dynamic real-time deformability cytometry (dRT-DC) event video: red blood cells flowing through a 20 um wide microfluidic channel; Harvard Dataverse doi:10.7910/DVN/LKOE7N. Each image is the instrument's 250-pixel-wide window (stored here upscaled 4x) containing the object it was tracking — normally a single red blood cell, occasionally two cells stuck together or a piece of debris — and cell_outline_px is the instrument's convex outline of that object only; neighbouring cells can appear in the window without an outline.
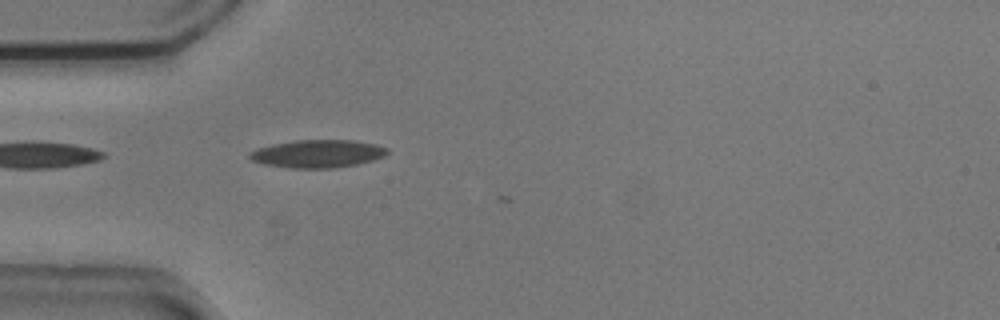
{"species": "common noctule bat (a hibernating species)", "species_latin": "Nyctalus noctula", "temperature_condition": "cold", "stored_images_in_passage": 3, "camera_frame_rate_fps": 3000, "um_per_image_px": 0.085, "animal": {"sex": "male", "body_mass_g": 20.5, "forearm_length_mm": 52.5}, "frame": {"image": 1, "passage_image": 1, "time_ms": 0.0, "image_size_px": [1000, 320], "cell_outline_px": [[388, 152], [384, 156], [372, 160], [356, 164], [332, 168], [288, 168], [264, 164], [252, 160], [248, 156], [248, 152], [256, 148], [272, 144], [292, 140], [352, 140], [376, 144], [388, 148]], "centroid_in_image_um": [26.96, 13.06], "position_along_channel_um": 58.0, "area_um2": 22.43}}